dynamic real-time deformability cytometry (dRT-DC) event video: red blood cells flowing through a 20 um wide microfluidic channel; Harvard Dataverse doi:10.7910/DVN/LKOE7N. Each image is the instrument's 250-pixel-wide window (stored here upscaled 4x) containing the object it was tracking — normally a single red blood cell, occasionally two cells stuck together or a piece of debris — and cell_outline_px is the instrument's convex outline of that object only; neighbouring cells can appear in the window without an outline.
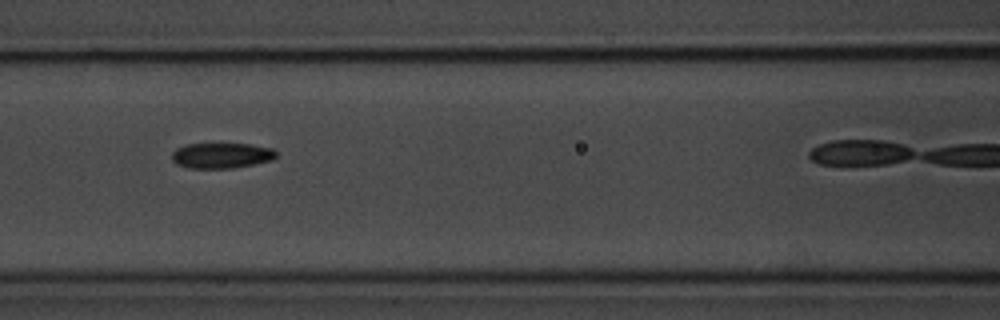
{"species": "common noctule bat (a hibernating species)", "species_latin": "Nyctalus noctula", "temperature_condition": "room temperature", "stored_images_in_passage": 9, "camera_frame_rate_fps": 3000, "um_per_image_px": 0.085, "animal": {"sex": "male", "body_mass_g": 20.1, "forearm_length_mm": 53.5}, "frame": {"image": 1, "passage_image": 6, "time_ms": 5.667, "image_size_px": [1000, 320], "cell_outline_px": [[276, 156], [272, 160], [232, 168], [188, 168], [176, 164], [172, 160], [172, 152], [176, 148], [184, 144], [248, 144], [272, 148], [276, 152]], "centroid_in_image_um": [18.78, 13.22], "position_along_channel_um": 147.8, "area_um2": 15.43}}